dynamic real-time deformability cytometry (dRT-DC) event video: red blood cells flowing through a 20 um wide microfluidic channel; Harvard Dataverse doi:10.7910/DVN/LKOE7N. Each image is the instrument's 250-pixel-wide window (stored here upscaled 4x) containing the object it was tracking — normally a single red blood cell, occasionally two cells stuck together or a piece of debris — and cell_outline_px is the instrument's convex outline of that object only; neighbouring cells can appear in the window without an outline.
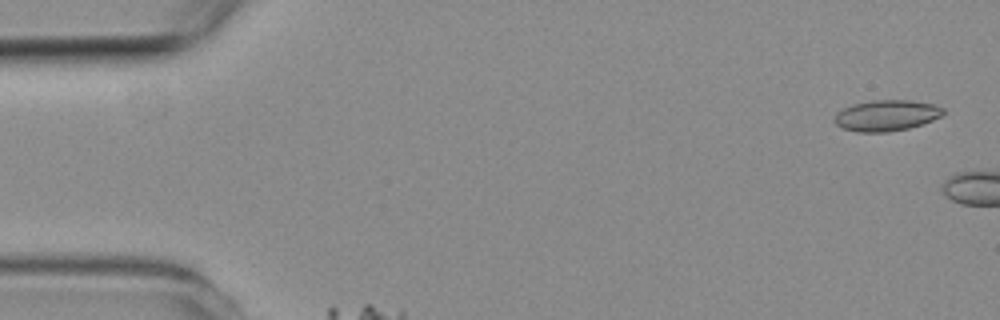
{"species": "common noctule bat (a hibernating species)", "species_latin": "Nyctalus noctula", "temperature_condition": "room temperature", "stored_images_in_passage": 6, "segment_of_instrument_passage": [1, 2], "camera_frame_rate_fps": 3000, "um_per_image_px": 0.085, "animal": {"sex": "female", "body_mass_g": 19.3, "forearm_length_mm": 54.1}, "frame": {"image": 1, "passage_image": 1, "time_ms": 0.0, "image_size_px": [1000, 320], "cell_outline_px": [[944, 112], [940, 116], [932, 120], [908, 128], [888, 132], [856, 132], [844, 128], [836, 124], [832, 120], [836, 112], [852, 104], [872, 100], [912, 100], [936, 104], [944, 108]], "centroid_in_image_um": [75.33, 9.8], "position_along_channel_um": 9.7, "area_um2": 19.71}}
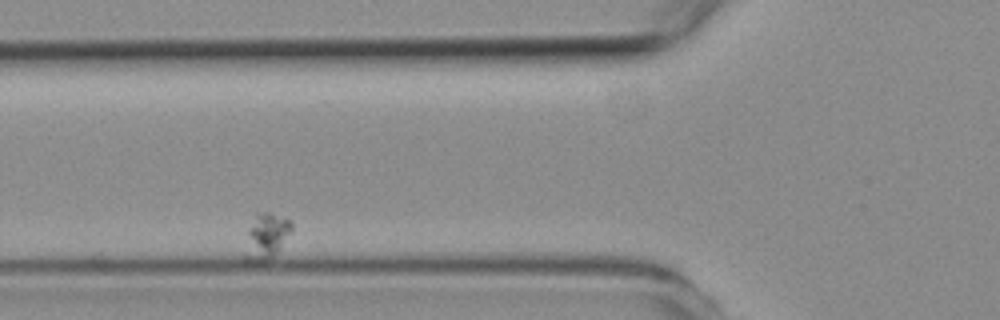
{"frame": {"image": 2, "passage_image": 3, "time_ms": 2.333, "image_size_px": [1000, 320], "cell_outline_px": [[292, 228], [276, 252], [272, 256], [260, 264], [244, 260], [244, 256], [248, 228], [256, 212], [268, 212], [288, 220], [292, 224]], "centroid_in_image_um": [22.55, 20.1], "position_along_channel_um": 103.2, "area_um2": 12.2}}
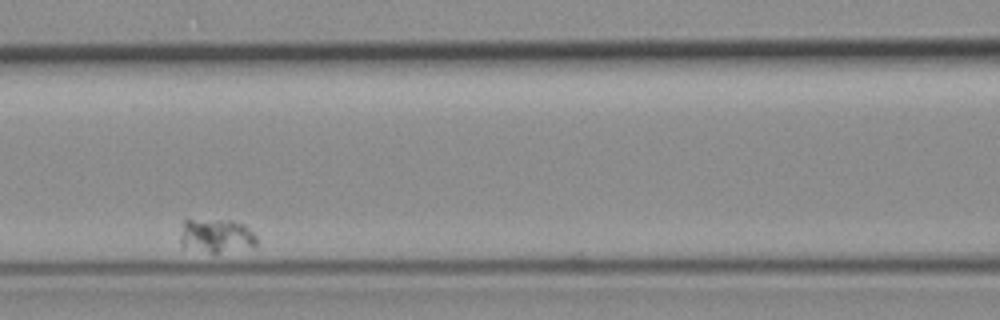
{"frame": {"image": 3, "passage_image": 4, "time_ms": 4.0, "image_size_px": [1000, 320], "cell_outline_px": [[256, 244], [216, 252], [212, 252], [180, 244], [180, 236], [184, 220], [232, 220], [244, 224], [256, 236]], "centroid_in_image_um": [18.37, 19.98], "position_along_channel_um": 148.2, "area_um2": 14.22}}